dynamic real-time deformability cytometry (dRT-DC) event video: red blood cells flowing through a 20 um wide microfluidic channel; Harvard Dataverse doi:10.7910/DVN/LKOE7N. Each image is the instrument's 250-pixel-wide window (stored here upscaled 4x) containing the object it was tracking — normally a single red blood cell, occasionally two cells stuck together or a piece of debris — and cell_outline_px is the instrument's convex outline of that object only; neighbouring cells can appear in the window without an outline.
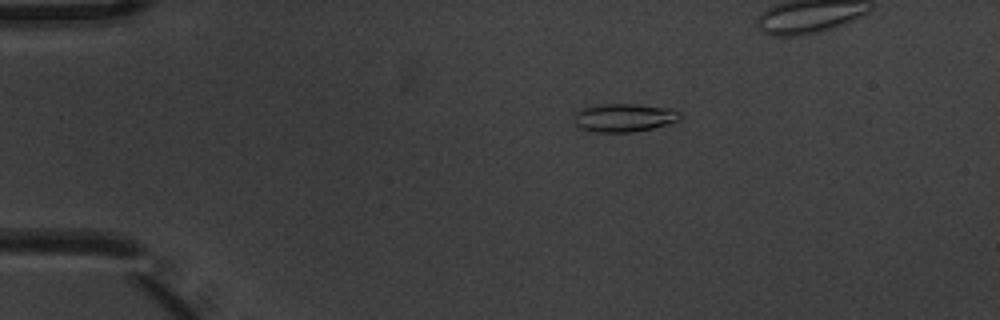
{"species": "common noctule bat (a hibernating species)", "species_latin": "Nyctalus noctula", "temperature_condition": "warm", "stored_images_in_passage": 6, "camera_frame_rate_fps": 3000, "um_per_image_px": 0.085, "animal": {"sex": "male", "body_mass_g": 20.1, "forearm_length_mm": 53.5}, "frame": {"image": 1, "passage_image": 2, "time_ms": 0.333, "image_size_px": [1000, 320], "cell_outline_px": [[680, 120], [668, 124], [652, 128], [632, 132], [596, 132], [580, 128], [572, 120], [572, 116], [580, 108], [596, 104], [636, 104], [672, 108], [680, 112]], "centroid_in_image_um": [53.01, 9.99], "position_along_channel_um": 32.0, "area_um2": 17.74}}
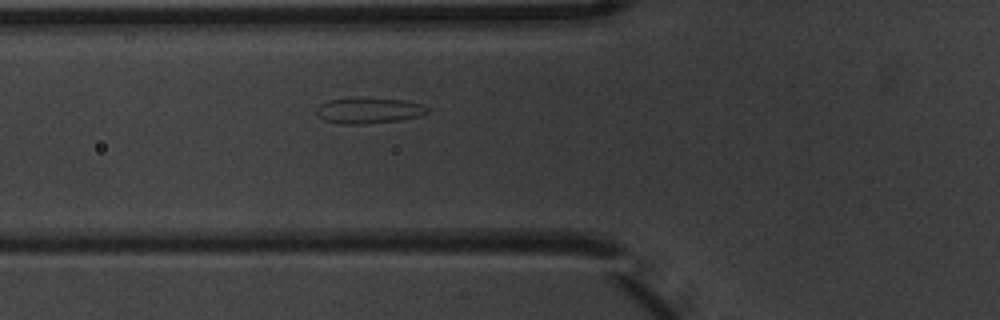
{"frame": {"image": 2, "passage_image": 6, "time_ms": 1.667, "image_size_px": [1000, 320], "cell_outline_px": [[428, 112], [416, 116], [400, 120], [364, 124], [340, 124], [324, 120], [316, 112], [316, 108], [320, 104], [328, 100], [404, 100], [420, 104], [428, 108]], "centroid_in_image_um": [31.32, 9.44], "position_along_channel_um": 94.5, "area_um2": 15.78}}